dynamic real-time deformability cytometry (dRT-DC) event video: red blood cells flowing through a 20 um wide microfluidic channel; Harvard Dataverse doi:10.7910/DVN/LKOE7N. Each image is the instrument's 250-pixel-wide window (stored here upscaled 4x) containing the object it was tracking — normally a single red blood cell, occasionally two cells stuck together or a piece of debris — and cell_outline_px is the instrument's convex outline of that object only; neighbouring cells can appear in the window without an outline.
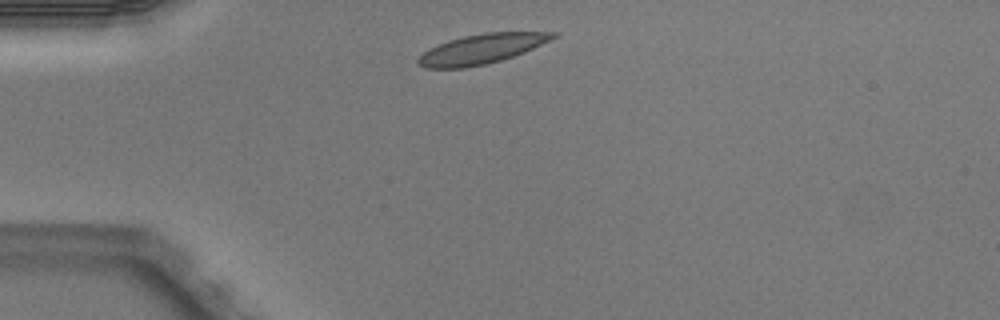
{"species": "Egyptian fruit bat (a non-hibernating species)", "species_latin": "Rousettus aegyptiacus", "temperature_condition": "warm", "stored_images_in_passage": 2, "camera_frame_rate_fps": 3000, "um_per_image_px": 0.085, "animal": {"sex": "male"}, "frame": {"image": 1, "passage_image": 1, "time_ms": 0.0, "image_size_px": [1000, 320], "cell_outline_px": [[560, 32], [556, 36], [524, 52], [500, 60], [484, 64], [464, 68], [424, 68], [416, 60], [424, 52], [448, 40], [464, 36], [484, 32]], "centroid_in_image_um": [40.92, 4.15], "position_along_channel_um": 44.1, "area_um2": 22.83}}